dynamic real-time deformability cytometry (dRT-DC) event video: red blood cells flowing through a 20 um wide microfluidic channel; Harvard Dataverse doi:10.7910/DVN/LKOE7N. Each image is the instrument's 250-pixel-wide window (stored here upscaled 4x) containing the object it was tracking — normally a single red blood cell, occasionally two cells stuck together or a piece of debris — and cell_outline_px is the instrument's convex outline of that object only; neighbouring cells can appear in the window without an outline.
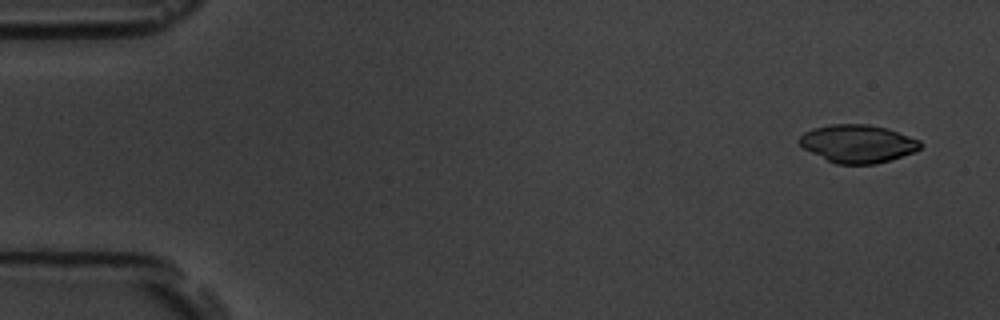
{"species": "common noctule bat (a hibernating species)", "species_latin": "Nyctalus noctula", "temperature_condition": "room temperature", "stored_images_in_passage": 4, "camera_frame_rate_fps": 3000, "um_per_image_px": 0.085, "animal": {"sex": "male", "body_mass_g": 19.5, "forearm_length_mm": 54.6}, "frame": {"image": 1, "passage_image": 1, "time_ms": 0.0, "image_size_px": [1000, 320], "cell_outline_px": [[924, 144], [916, 152], [876, 164], [836, 164], [804, 148], [796, 140], [804, 132], [812, 128], [832, 124], [868, 124], [888, 128], [920, 140]], "centroid_in_image_um": [72.94, 12.2], "position_along_channel_um": 12.1, "area_um2": 26.88}}
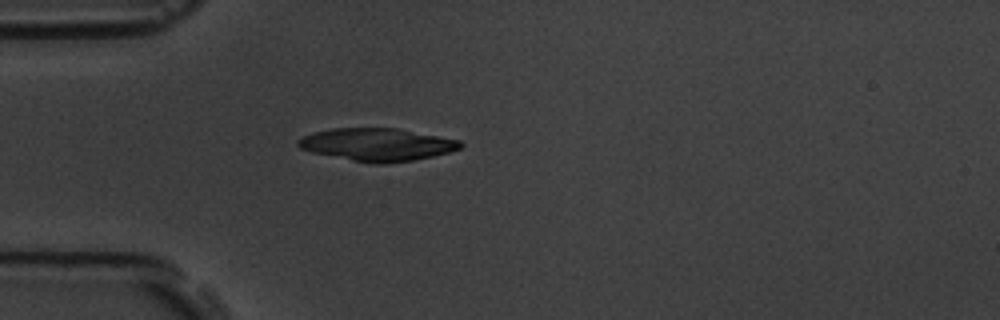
{"frame": {"image": 2, "passage_image": 4, "time_ms": 4.333, "image_size_px": [1000, 320], "cell_outline_px": [[464, 144], [460, 148], [448, 152], [432, 156], [412, 160], [384, 164], [372, 164], [312, 152], [300, 148], [296, 144], [296, 140], [312, 132], [332, 128], [396, 128], [460, 140]], "centroid_in_image_um": [32.03, 12.28], "position_along_channel_um": 53.0, "area_um2": 30.81}}